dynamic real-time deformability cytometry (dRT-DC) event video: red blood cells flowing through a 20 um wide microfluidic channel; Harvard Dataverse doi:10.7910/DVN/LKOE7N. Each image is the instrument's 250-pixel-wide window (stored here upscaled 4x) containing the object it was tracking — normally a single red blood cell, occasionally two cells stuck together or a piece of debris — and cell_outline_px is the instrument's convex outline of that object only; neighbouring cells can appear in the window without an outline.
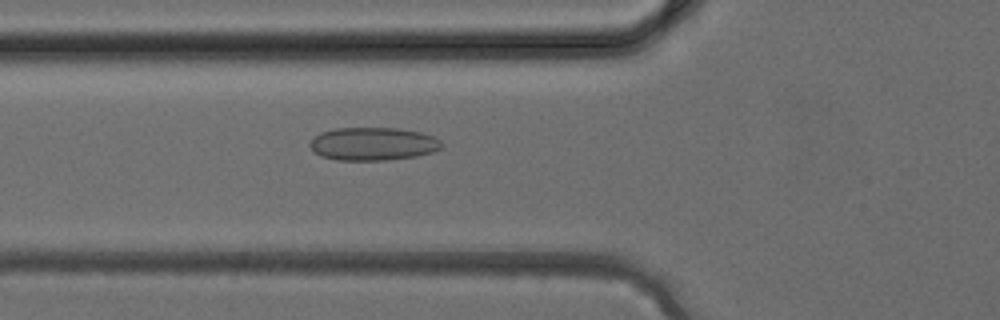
{"species": "common noctule bat (a hibernating species)", "species_latin": "Nyctalus noctula", "temperature_condition": "cold", "stored_images_in_passage": 20, "camera_frame_rate_fps": 3000, "um_per_image_px": 0.085, "animal": {"sex": "female", "body_mass_g": 24.6, "forearm_length_mm": 56.2}, "frame": {"image": 1, "passage_image": 5, "time_ms": 1.333, "image_size_px": [1000, 320], "cell_outline_px": [[444, 144], [440, 148], [432, 152], [416, 156], [388, 160], [336, 160], [320, 156], [308, 144], [320, 132], [336, 128], [396, 128], [420, 132], [432, 136], [440, 140]], "centroid_in_image_um": [31.71, 12.23], "position_along_channel_um": 94.1, "area_um2": 25.32}}
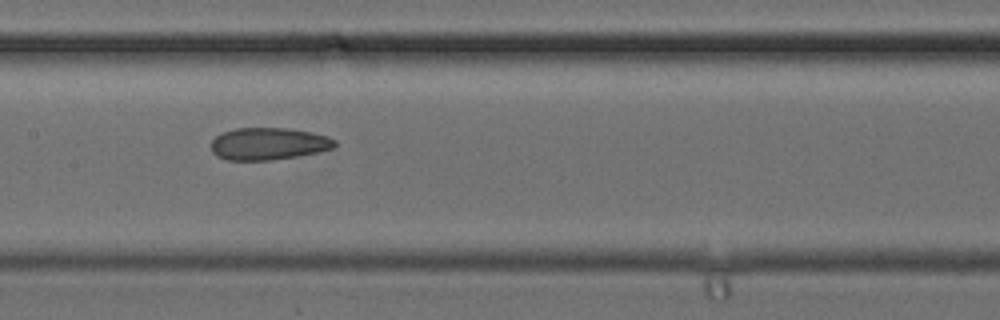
{"frame": {"image": 2, "passage_image": 10, "time_ms": 3.0, "image_size_px": [1000, 320], "cell_outline_px": [[336, 148], [296, 156], [272, 160], [228, 160], [216, 156], [212, 152], [212, 140], [220, 132], [236, 128], [288, 128], [328, 136], [336, 140]], "centroid_in_image_um": [22.81, 12.22], "position_along_channel_um": 184.6, "area_um2": 23.24}}
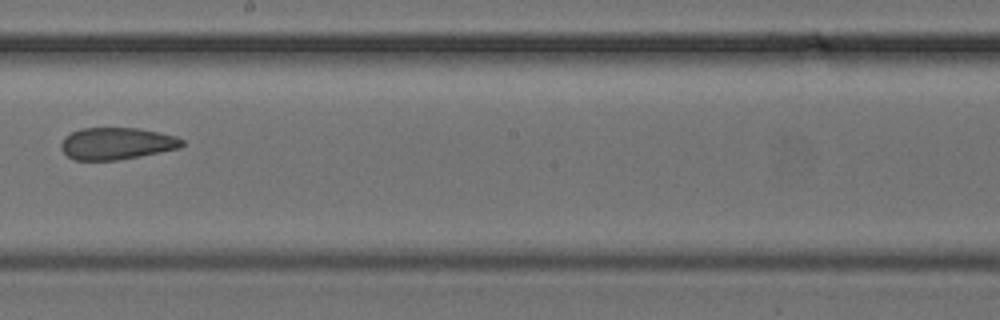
{"frame": {"image": 3, "passage_image": 13, "time_ms": 4.0, "image_size_px": [1000, 320], "cell_outline_px": [[184, 144], [180, 148], [140, 156], [116, 160], [72, 160], [60, 148], [60, 144], [64, 136], [80, 128], [136, 128], [176, 136], [184, 140]], "centroid_in_image_um": [9.88, 12.2], "position_along_channel_um": 238.3, "area_um2": 22.54}}